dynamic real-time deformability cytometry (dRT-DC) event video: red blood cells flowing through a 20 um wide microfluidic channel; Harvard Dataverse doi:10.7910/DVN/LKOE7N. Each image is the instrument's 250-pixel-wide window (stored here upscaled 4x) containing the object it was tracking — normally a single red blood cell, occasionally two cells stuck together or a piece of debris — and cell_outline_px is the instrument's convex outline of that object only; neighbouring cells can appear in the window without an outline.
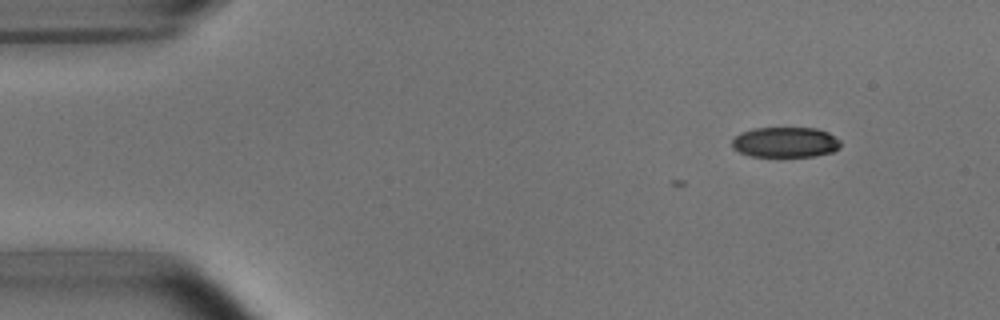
{"species": "common noctule bat (a hibernating species)", "species_latin": "Nyctalus noctula", "temperature_condition": "room temperature", "stored_images_in_passage": 4, "camera_frame_rate_fps": 3000, "um_per_image_px": 0.085, "animal": {"sex": "male", "body_mass_g": 15.6}, "frame": {"image": 1, "passage_image": 1, "time_ms": 0.0, "image_size_px": [1000, 320], "cell_outline_px": [[840, 148], [832, 152], [816, 156], [752, 156], [740, 152], [732, 148], [732, 140], [740, 132], [752, 128], [816, 128], [828, 132], [840, 140]], "centroid_in_image_um": [66.76, 12.08], "position_along_channel_um": 18.2, "area_um2": 19.25}}